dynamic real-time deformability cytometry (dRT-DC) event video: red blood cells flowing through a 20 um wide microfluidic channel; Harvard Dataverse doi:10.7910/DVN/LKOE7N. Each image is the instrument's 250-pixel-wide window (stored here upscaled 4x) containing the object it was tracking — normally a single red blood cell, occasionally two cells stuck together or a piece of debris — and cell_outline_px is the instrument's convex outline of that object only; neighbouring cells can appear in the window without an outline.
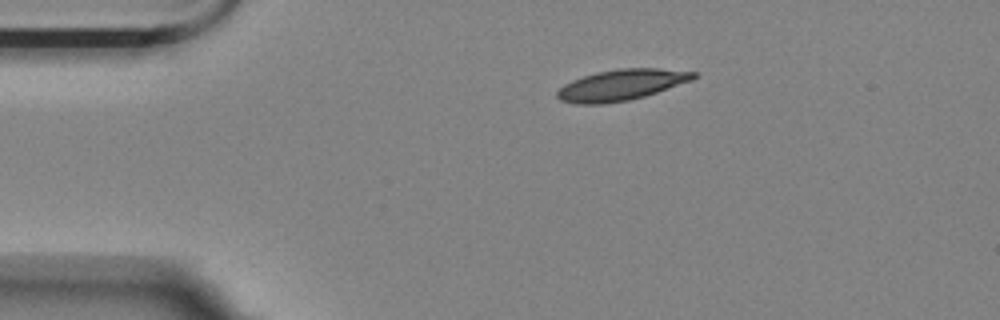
{"species": "Egyptian fruit bat (a non-hibernating species)", "species_latin": "Rousettus aegyptiacus", "temperature_condition": "room temperature", "stored_images_in_passage": 24, "camera_frame_rate_fps": 3000, "um_per_image_px": 0.085, "animal": {"sex": "female"}, "frame": {"image": 1, "passage_image": 1, "time_ms": 0.0, "image_size_px": [1000, 320], "cell_outline_px": [[700, 76], [692, 80], [644, 96], [628, 100], [604, 104], [576, 104], [560, 100], [556, 96], [556, 92], [564, 84], [572, 80], [596, 72], [620, 68], [660, 68], [700, 72]], "centroid_in_image_um": [52.84, 7.21], "position_along_channel_um": 32.2, "area_um2": 24.68}}
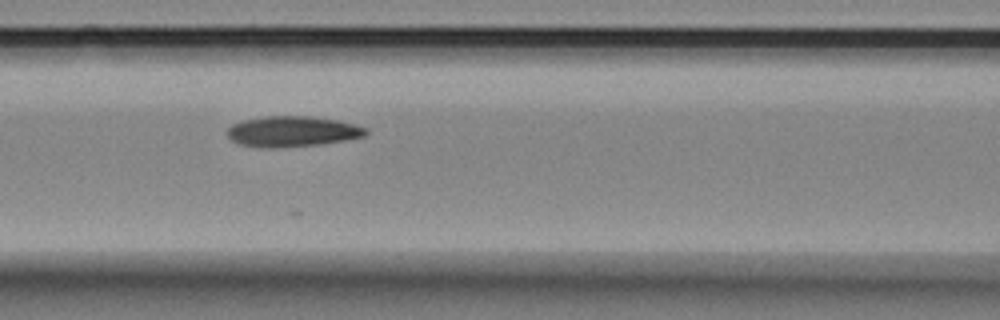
{"frame": {"image": 2, "passage_image": 14, "time_ms": 4.333, "image_size_px": [1000, 320], "cell_outline_px": [[368, 132], [364, 136], [344, 140], [320, 144], [272, 148], [240, 144], [232, 140], [228, 136], [228, 128], [232, 124], [240, 120], [268, 116], [312, 116], [336, 120], [356, 124], [368, 128]], "centroid_in_image_um": [24.86, 11.16], "position_along_channel_um": 141.7, "area_um2": 24.57}}
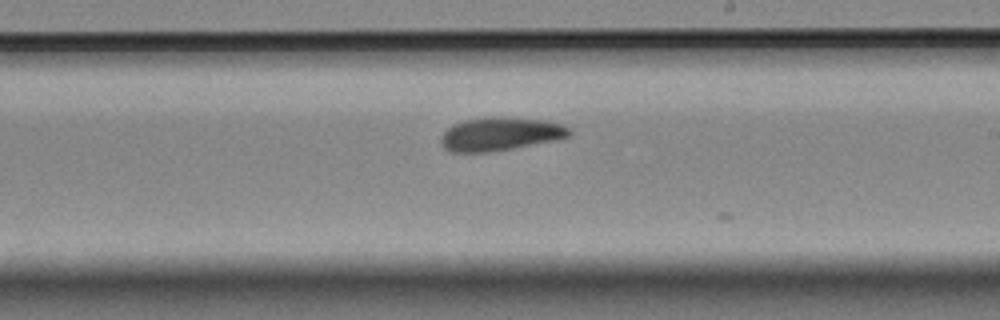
{"frame": {"image": 3, "passage_image": 23, "time_ms": 7.333, "image_size_px": [1000, 320], "cell_outline_px": [[572, 132], [568, 136], [552, 140], [488, 152], [452, 152], [444, 148], [440, 140], [440, 136], [452, 124], [464, 120], [484, 116], [508, 116], [544, 120], [560, 124], [568, 128]], "centroid_in_image_um": [42.45, 11.36], "position_along_channel_um": 246.6, "area_um2": 24.85}}